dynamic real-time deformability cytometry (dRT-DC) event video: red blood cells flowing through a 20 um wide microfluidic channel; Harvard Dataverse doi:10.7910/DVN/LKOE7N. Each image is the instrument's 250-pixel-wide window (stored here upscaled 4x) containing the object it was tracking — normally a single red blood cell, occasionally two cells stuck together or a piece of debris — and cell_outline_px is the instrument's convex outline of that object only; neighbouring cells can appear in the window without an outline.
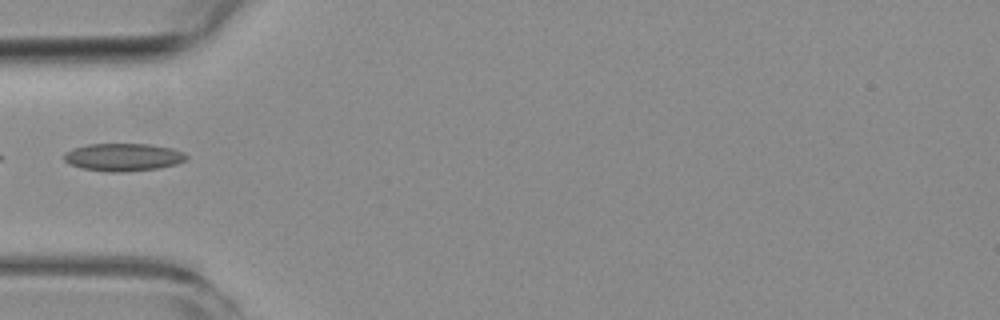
{"species": "common noctule bat (a hibernating species)", "species_latin": "Nyctalus noctula", "temperature_condition": "room temperature", "stored_images_in_passage": 4, "camera_frame_rate_fps": 3000, "um_per_image_px": 0.085, "animal": {"sex": "female", "body_mass_g": 19.3, "forearm_length_mm": 54.1}, "frame": {"image": 1, "passage_image": 4, "time_ms": 4.333, "image_size_px": [1000, 320], "cell_outline_px": [[188, 156], [184, 160], [176, 164], [156, 168], [120, 172], [112, 172], [80, 168], [68, 164], [64, 160], [64, 152], [72, 148], [88, 144], [152, 144], [172, 148], [184, 152]], "centroid_in_image_um": [10.43, 13.35], "position_along_channel_um": 74.6, "area_um2": 19.77}}